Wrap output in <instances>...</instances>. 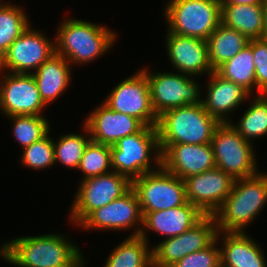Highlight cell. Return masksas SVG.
<instances>
[{
    "label": "cell",
    "instance_id": "1",
    "mask_svg": "<svg viewBox=\"0 0 267 267\" xmlns=\"http://www.w3.org/2000/svg\"><path fill=\"white\" fill-rule=\"evenodd\" d=\"M68 239L57 233L15 237L3 243L0 256L17 267H81L85 256Z\"/></svg>",
    "mask_w": 267,
    "mask_h": 267
},
{
    "label": "cell",
    "instance_id": "2",
    "mask_svg": "<svg viewBox=\"0 0 267 267\" xmlns=\"http://www.w3.org/2000/svg\"><path fill=\"white\" fill-rule=\"evenodd\" d=\"M113 29L91 21L66 18L55 33V53L63 56L73 66L101 58L116 43Z\"/></svg>",
    "mask_w": 267,
    "mask_h": 267
},
{
    "label": "cell",
    "instance_id": "3",
    "mask_svg": "<svg viewBox=\"0 0 267 267\" xmlns=\"http://www.w3.org/2000/svg\"><path fill=\"white\" fill-rule=\"evenodd\" d=\"M267 203V172L236 179L231 193L214 213L218 232H246Z\"/></svg>",
    "mask_w": 267,
    "mask_h": 267
},
{
    "label": "cell",
    "instance_id": "4",
    "mask_svg": "<svg viewBox=\"0 0 267 267\" xmlns=\"http://www.w3.org/2000/svg\"><path fill=\"white\" fill-rule=\"evenodd\" d=\"M219 124L202 103L172 108L158 116L159 144L211 143Z\"/></svg>",
    "mask_w": 267,
    "mask_h": 267
},
{
    "label": "cell",
    "instance_id": "5",
    "mask_svg": "<svg viewBox=\"0 0 267 267\" xmlns=\"http://www.w3.org/2000/svg\"><path fill=\"white\" fill-rule=\"evenodd\" d=\"M152 161L156 168H153ZM111 166L113 171L126 176L131 182L157 170L161 166V151L156 126H144L139 132L111 145Z\"/></svg>",
    "mask_w": 267,
    "mask_h": 267
},
{
    "label": "cell",
    "instance_id": "6",
    "mask_svg": "<svg viewBox=\"0 0 267 267\" xmlns=\"http://www.w3.org/2000/svg\"><path fill=\"white\" fill-rule=\"evenodd\" d=\"M164 7L170 33L207 40L222 23L221 0H168Z\"/></svg>",
    "mask_w": 267,
    "mask_h": 267
},
{
    "label": "cell",
    "instance_id": "7",
    "mask_svg": "<svg viewBox=\"0 0 267 267\" xmlns=\"http://www.w3.org/2000/svg\"><path fill=\"white\" fill-rule=\"evenodd\" d=\"M254 143L244 139L230 122L220 123L213 134V148L216 167L234 180L258 173Z\"/></svg>",
    "mask_w": 267,
    "mask_h": 267
},
{
    "label": "cell",
    "instance_id": "8",
    "mask_svg": "<svg viewBox=\"0 0 267 267\" xmlns=\"http://www.w3.org/2000/svg\"><path fill=\"white\" fill-rule=\"evenodd\" d=\"M131 188L132 182L115 171L81 180L70 208V223L80 225L94 210L122 197Z\"/></svg>",
    "mask_w": 267,
    "mask_h": 267
},
{
    "label": "cell",
    "instance_id": "9",
    "mask_svg": "<svg viewBox=\"0 0 267 267\" xmlns=\"http://www.w3.org/2000/svg\"><path fill=\"white\" fill-rule=\"evenodd\" d=\"M141 70L146 74L157 116L172 108L202 103L201 85L192 76L175 71L154 73L147 68Z\"/></svg>",
    "mask_w": 267,
    "mask_h": 267
},
{
    "label": "cell",
    "instance_id": "10",
    "mask_svg": "<svg viewBox=\"0 0 267 267\" xmlns=\"http://www.w3.org/2000/svg\"><path fill=\"white\" fill-rule=\"evenodd\" d=\"M142 212L168 210L187 203L184 180L162 165L132 181Z\"/></svg>",
    "mask_w": 267,
    "mask_h": 267
},
{
    "label": "cell",
    "instance_id": "11",
    "mask_svg": "<svg viewBox=\"0 0 267 267\" xmlns=\"http://www.w3.org/2000/svg\"><path fill=\"white\" fill-rule=\"evenodd\" d=\"M213 215H204L184 233L162 240L152 247L153 267H171L186 255L208 247L217 235Z\"/></svg>",
    "mask_w": 267,
    "mask_h": 267
},
{
    "label": "cell",
    "instance_id": "12",
    "mask_svg": "<svg viewBox=\"0 0 267 267\" xmlns=\"http://www.w3.org/2000/svg\"><path fill=\"white\" fill-rule=\"evenodd\" d=\"M46 35L30 25L0 59V71L14 74L34 73L55 54V41Z\"/></svg>",
    "mask_w": 267,
    "mask_h": 267
},
{
    "label": "cell",
    "instance_id": "13",
    "mask_svg": "<svg viewBox=\"0 0 267 267\" xmlns=\"http://www.w3.org/2000/svg\"><path fill=\"white\" fill-rule=\"evenodd\" d=\"M103 103L113 111L136 117L145 126H157L148 80L141 69L115 86Z\"/></svg>",
    "mask_w": 267,
    "mask_h": 267
},
{
    "label": "cell",
    "instance_id": "14",
    "mask_svg": "<svg viewBox=\"0 0 267 267\" xmlns=\"http://www.w3.org/2000/svg\"><path fill=\"white\" fill-rule=\"evenodd\" d=\"M143 214L135 191L131 188L122 197L94 210L80 225L82 229L122 231L134 227L131 236H139ZM137 226V227H136ZM93 229V230H92Z\"/></svg>",
    "mask_w": 267,
    "mask_h": 267
},
{
    "label": "cell",
    "instance_id": "15",
    "mask_svg": "<svg viewBox=\"0 0 267 267\" xmlns=\"http://www.w3.org/2000/svg\"><path fill=\"white\" fill-rule=\"evenodd\" d=\"M0 111L12 115H42L46 104L42 100L32 74L0 71Z\"/></svg>",
    "mask_w": 267,
    "mask_h": 267
},
{
    "label": "cell",
    "instance_id": "16",
    "mask_svg": "<svg viewBox=\"0 0 267 267\" xmlns=\"http://www.w3.org/2000/svg\"><path fill=\"white\" fill-rule=\"evenodd\" d=\"M234 179L215 167L184 179L187 201L204 215H214L231 193Z\"/></svg>",
    "mask_w": 267,
    "mask_h": 267
},
{
    "label": "cell",
    "instance_id": "17",
    "mask_svg": "<svg viewBox=\"0 0 267 267\" xmlns=\"http://www.w3.org/2000/svg\"><path fill=\"white\" fill-rule=\"evenodd\" d=\"M161 165L182 180L216 167L211 143L159 144Z\"/></svg>",
    "mask_w": 267,
    "mask_h": 267
},
{
    "label": "cell",
    "instance_id": "18",
    "mask_svg": "<svg viewBox=\"0 0 267 267\" xmlns=\"http://www.w3.org/2000/svg\"><path fill=\"white\" fill-rule=\"evenodd\" d=\"M165 41L168 59L177 72L194 76V79L213 72L206 40L167 31Z\"/></svg>",
    "mask_w": 267,
    "mask_h": 267
},
{
    "label": "cell",
    "instance_id": "19",
    "mask_svg": "<svg viewBox=\"0 0 267 267\" xmlns=\"http://www.w3.org/2000/svg\"><path fill=\"white\" fill-rule=\"evenodd\" d=\"M83 125L92 141L110 146L145 126L136 117L113 111L103 102L86 116Z\"/></svg>",
    "mask_w": 267,
    "mask_h": 267
},
{
    "label": "cell",
    "instance_id": "20",
    "mask_svg": "<svg viewBox=\"0 0 267 267\" xmlns=\"http://www.w3.org/2000/svg\"><path fill=\"white\" fill-rule=\"evenodd\" d=\"M142 214L143 224L139 236L147 242V230L157 232L164 236V239L176 237L190 229L204 216L195 205L189 202L168 210L142 212Z\"/></svg>",
    "mask_w": 267,
    "mask_h": 267
},
{
    "label": "cell",
    "instance_id": "21",
    "mask_svg": "<svg viewBox=\"0 0 267 267\" xmlns=\"http://www.w3.org/2000/svg\"><path fill=\"white\" fill-rule=\"evenodd\" d=\"M208 76L206 96L202 99L204 109L220 123L231 122L230 114L244 101L249 100L250 94L241 86L222 78L215 71Z\"/></svg>",
    "mask_w": 267,
    "mask_h": 267
},
{
    "label": "cell",
    "instance_id": "22",
    "mask_svg": "<svg viewBox=\"0 0 267 267\" xmlns=\"http://www.w3.org/2000/svg\"><path fill=\"white\" fill-rule=\"evenodd\" d=\"M216 240H223L221 267H267L264 251L247 232H217Z\"/></svg>",
    "mask_w": 267,
    "mask_h": 267
},
{
    "label": "cell",
    "instance_id": "23",
    "mask_svg": "<svg viewBox=\"0 0 267 267\" xmlns=\"http://www.w3.org/2000/svg\"><path fill=\"white\" fill-rule=\"evenodd\" d=\"M70 66L72 65L67 59L55 53L32 73L46 105L58 100L57 98L69 87L73 78Z\"/></svg>",
    "mask_w": 267,
    "mask_h": 267
},
{
    "label": "cell",
    "instance_id": "24",
    "mask_svg": "<svg viewBox=\"0 0 267 267\" xmlns=\"http://www.w3.org/2000/svg\"><path fill=\"white\" fill-rule=\"evenodd\" d=\"M221 14L225 26L239 31L248 40L263 38L262 4H221Z\"/></svg>",
    "mask_w": 267,
    "mask_h": 267
},
{
    "label": "cell",
    "instance_id": "25",
    "mask_svg": "<svg viewBox=\"0 0 267 267\" xmlns=\"http://www.w3.org/2000/svg\"><path fill=\"white\" fill-rule=\"evenodd\" d=\"M210 65L215 71L220 65L233 58L249 40L239 31L221 23L206 40Z\"/></svg>",
    "mask_w": 267,
    "mask_h": 267
},
{
    "label": "cell",
    "instance_id": "26",
    "mask_svg": "<svg viewBox=\"0 0 267 267\" xmlns=\"http://www.w3.org/2000/svg\"><path fill=\"white\" fill-rule=\"evenodd\" d=\"M141 236H128L117 245L104 267H153L152 248Z\"/></svg>",
    "mask_w": 267,
    "mask_h": 267
},
{
    "label": "cell",
    "instance_id": "27",
    "mask_svg": "<svg viewBox=\"0 0 267 267\" xmlns=\"http://www.w3.org/2000/svg\"><path fill=\"white\" fill-rule=\"evenodd\" d=\"M215 72L222 78L241 86L251 96L256 90L255 64L249 45L220 65Z\"/></svg>",
    "mask_w": 267,
    "mask_h": 267
},
{
    "label": "cell",
    "instance_id": "28",
    "mask_svg": "<svg viewBox=\"0 0 267 267\" xmlns=\"http://www.w3.org/2000/svg\"><path fill=\"white\" fill-rule=\"evenodd\" d=\"M252 96L250 99L252 101L238 124L230 122L237 132L251 143L253 139L267 135V94H253Z\"/></svg>",
    "mask_w": 267,
    "mask_h": 267
},
{
    "label": "cell",
    "instance_id": "29",
    "mask_svg": "<svg viewBox=\"0 0 267 267\" xmlns=\"http://www.w3.org/2000/svg\"><path fill=\"white\" fill-rule=\"evenodd\" d=\"M19 5L0 4V59L11 44L31 25L30 19Z\"/></svg>",
    "mask_w": 267,
    "mask_h": 267
},
{
    "label": "cell",
    "instance_id": "30",
    "mask_svg": "<svg viewBox=\"0 0 267 267\" xmlns=\"http://www.w3.org/2000/svg\"><path fill=\"white\" fill-rule=\"evenodd\" d=\"M82 128L85 132L83 134L72 132L60 136L56 142L53 139L55 164L61 163L66 168L78 169L84 150L91 141L87 127L84 125Z\"/></svg>",
    "mask_w": 267,
    "mask_h": 267
},
{
    "label": "cell",
    "instance_id": "31",
    "mask_svg": "<svg viewBox=\"0 0 267 267\" xmlns=\"http://www.w3.org/2000/svg\"><path fill=\"white\" fill-rule=\"evenodd\" d=\"M8 118L12 120V135L22 149L41 140L51 131L49 120L43 115H12Z\"/></svg>",
    "mask_w": 267,
    "mask_h": 267
},
{
    "label": "cell",
    "instance_id": "32",
    "mask_svg": "<svg viewBox=\"0 0 267 267\" xmlns=\"http://www.w3.org/2000/svg\"><path fill=\"white\" fill-rule=\"evenodd\" d=\"M77 170L83 173L82 180L112 172L111 146L91 140L84 150Z\"/></svg>",
    "mask_w": 267,
    "mask_h": 267
},
{
    "label": "cell",
    "instance_id": "33",
    "mask_svg": "<svg viewBox=\"0 0 267 267\" xmlns=\"http://www.w3.org/2000/svg\"><path fill=\"white\" fill-rule=\"evenodd\" d=\"M20 162L33 170H45L55 165L53 139L48 133L41 140L23 148Z\"/></svg>",
    "mask_w": 267,
    "mask_h": 267
},
{
    "label": "cell",
    "instance_id": "34",
    "mask_svg": "<svg viewBox=\"0 0 267 267\" xmlns=\"http://www.w3.org/2000/svg\"><path fill=\"white\" fill-rule=\"evenodd\" d=\"M219 241L216 239L206 248L186 255L171 267H221Z\"/></svg>",
    "mask_w": 267,
    "mask_h": 267
},
{
    "label": "cell",
    "instance_id": "35",
    "mask_svg": "<svg viewBox=\"0 0 267 267\" xmlns=\"http://www.w3.org/2000/svg\"><path fill=\"white\" fill-rule=\"evenodd\" d=\"M248 45L253 53L257 93L267 94V40H249Z\"/></svg>",
    "mask_w": 267,
    "mask_h": 267
},
{
    "label": "cell",
    "instance_id": "36",
    "mask_svg": "<svg viewBox=\"0 0 267 267\" xmlns=\"http://www.w3.org/2000/svg\"><path fill=\"white\" fill-rule=\"evenodd\" d=\"M264 0H221V4H262Z\"/></svg>",
    "mask_w": 267,
    "mask_h": 267
},
{
    "label": "cell",
    "instance_id": "37",
    "mask_svg": "<svg viewBox=\"0 0 267 267\" xmlns=\"http://www.w3.org/2000/svg\"><path fill=\"white\" fill-rule=\"evenodd\" d=\"M263 6V17H264V34L263 39L267 40V0L262 3Z\"/></svg>",
    "mask_w": 267,
    "mask_h": 267
}]
</instances>
